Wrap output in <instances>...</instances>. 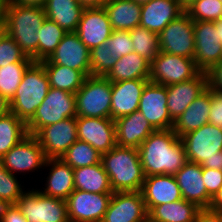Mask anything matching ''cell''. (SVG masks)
Returning a JSON list of instances; mask_svg holds the SVG:
<instances>
[{
	"mask_svg": "<svg viewBox=\"0 0 222 222\" xmlns=\"http://www.w3.org/2000/svg\"><path fill=\"white\" fill-rule=\"evenodd\" d=\"M4 169L3 156H0V171Z\"/></svg>",
	"mask_w": 222,
	"mask_h": 222,
	"instance_id": "58",
	"label": "cell"
},
{
	"mask_svg": "<svg viewBox=\"0 0 222 222\" xmlns=\"http://www.w3.org/2000/svg\"><path fill=\"white\" fill-rule=\"evenodd\" d=\"M48 60L81 71L86 77L91 76L90 50L76 32L66 33Z\"/></svg>",
	"mask_w": 222,
	"mask_h": 222,
	"instance_id": "18",
	"label": "cell"
},
{
	"mask_svg": "<svg viewBox=\"0 0 222 222\" xmlns=\"http://www.w3.org/2000/svg\"><path fill=\"white\" fill-rule=\"evenodd\" d=\"M210 104L211 88L208 87L174 120L172 128L174 133L181 138L185 134L199 129L202 125L208 124Z\"/></svg>",
	"mask_w": 222,
	"mask_h": 222,
	"instance_id": "27",
	"label": "cell"
},
{
	"mask_svg": "<svg viewBox=\"0 0 222 222\" xmlns=\"http://www.w3.org/2000/svg\"><path fill=\"white\" fill-rule=\"evenodd\" d=\"M76 116L75 94L50 87L35 115L26 124L27 133L35 135L45 126Z\"/></svg>",
	"mask_w": 222,
	"mask_h": 222,
	"instance_id": "6",
	"label": "cell"
},
{
	"mask_svg": "<svg viewBox=\"0 0 222 222\" xmlns=\"http://www.w3.org/2000/svg\"><path fill=\"white\" fill-rule=\"evenodd\" d=\"M7 35L5 21H0V41Z\"/></svg>",
	"mask_w": 222,
	"mask_h": 222,
	"instance_id": "56",
	"label": "cell"
},
{
	"mask_svg": "<svg viewBox=\"0 0 222 222\" xmlns=\"http://www.w3.org/2000/svg\"><path fill=\"white\" fill-rule=\"evenodd\" d=\"M202 167L213 168L222 171V150H220V155L213 157L209 160H204L201 164Z\"/></svg>",
	"mask_w": 222,
	"mask_h": 222,
	"instance_id": "49",
	"label": "cell"
},
{
	"mask_svg": "<svg viewBox=\"0 0 222 222\" xmlns=\"http://www.w3.org/2000/svg\"><path fill=\"white\" fill-rule=\"evenodd\" d=\"M214 24H215L217 31H218L219 40L222 43V18L214 21Z\"/></svg>",
	"mask_w": 222,
	"mask_h": 222,
	"instance_id": "55",
	"label": "cell"
},
{
	"mask_svg": "<svg viewBox=\"0 0 222 222\" xmlns=\"http://www.w3.org/2000/svg\"><path fill=\"white\" fill-rule=\"evenodd\" d=\"M210 208L218 211H222V186L219 191L212 198Z\"/></svg>",
	"mask_w": 222,
	"mask_h": 222,
	"instance_id": "52",
	"label": "cell"
},
{
	"mask_svg": "<svg viewBox=\"0 0 222 222\" xmlns=\"http://www.w3.org/2000/svg\"><path fill=\"white\" fill-rule=\"evenodd\" d=\"M184 12L177 0H150L141 4L140 26L160 34L171 21Z\"/></svg>",
	"mask_w": 222,
	"mask_h": 222,
	"instance_id": "25",
	"label": "cell"
},
{
	"mask_svg": "<svg viewBox=\"0 0 222 222\" xmlns=\"http://www.w3.org/2000/svg\"><path fill=\"white\" fill-rule=\"evenodd\" d=\"M46 17L57 23L66 33L76 32L84 7L78 0H46Z\"/></svg>",
	"mask_w": 222,
	"mask_h": 222,
	"instance_id": "28",
	"label": "cell"
},
{
	"mask_svg": "<svg viewBox=\"0 0 222 222\" xmlns=\"http://www.w3.org/2000/svg\"><path fill=\"white\" fill-rule=\"evenodd\" d=\"M112 31L104 7L83 9L76 33L89 50L105 43Z\"/></svg>",
	"mask_w": 222,
	"mask_h": 222,
	"instance_id": "19",
	"label": "cell"
},
{
	"mask_svg": "<svg viewBox=\"0 0 222 222\" xmlns=\"http://www.w3.org/2000/svg\"><path fill=\"white\" fill-rule=\"evenodd\" d=\"M112 82L104 76H88L75 93L80 117L111 118Z\"/></svg>",
	"mask_w": 222,
	"mask_h": 222,
	"instance_id": "5",
	"label": "cell"
},
{
	"mask_svg": "<svg viewBox=\"0 0 222 222\" xmlns=\"http://www.w3.org/2000/svg\"><path fill=\"white\" fill-rule=\"evenodd\" d=\"M16 202L28 222H69L66 200L44 195L34 187Z\"/></svg>",
	"mask_w": 222,
	"mask_h": 222,
	"instance_id": "7",
	"label": "cell"
},
{
	"mask_svg": "<svg viewBox=\"0 0 222 222\" xmlns=\"http://www.w3.org/2000/svg\"><path fill=\"white\" fill-rule=\"evenodd\" d=\"M208 85L216 92L222 93V60L215 64L208 72Z\"/></svg>",
	"mask_w": 222,
	"mask_h": 222,
	"instance_id": "47",
	"label": "cell"
},
{
	"mask_svg": "<svg viewBox=\"0 0 222 222\" xmlns=\"http://www.w3.org/2000/svg\"><path fill=\"white\" fill-rule=\"evenodd\" d=\"M78 1L84 8H100L103 7L108 0H78Z\"/></svg>",
	"mask_w": 222,
	"mask_h": 222,
	"instance_id": "51",
	"label": "cell"
},
{
	"mask_svg": "<svg viewBox=\"0 0 222 222\" xmlns=\"http://www.w3.org/2000/svg\"><path fill=\"white\" fill-rule=\"evenodd\" d=\"M8 0H0V21H5V13Z\"/></svg>",
	"mask_w": 222,
	"mask_h": 222,
	"instance_id": "54",
	"label": "cell"
},
{
	"mask_svg": "<svg viewBox=\"0 0 222 222\" xmlns=\"http://www.w3.org/2000/svg\"><path fill=\"white\" fill-rule=\"evenodd\" d=\"M50 83L44 66L33 62L25 71L15 95L10 100V111L27 124L45 99Z\"/></svg>",
	"mask_w": 222,
	"mask_h": 222,
	"instance_id": "4",
	"label": "cell"
},
{
	"mask_svg": "<svg viewBox=\"0 0 222 222\" xmlns=\"http://www.w3.org/2000/svg\"><path fill=\"white\" fill-rule=\"evenodd\" d=\"M47 73L50 87L76 93L83 85L86 76L78 70L51 63L48 59L40 62Z\"/></svg>",
	"mask_w": 222,
	"mask_h": 222,
	"instance_id": "33",
	"label": "cell"
},
{
	"mask_svg": "<svg viewBox=\"0 0 222 222\" xmlns=\"http://www.w3.org/2000/svg\"><path fill=\"white\" fill-rule=\"evenodd\" d=\"M209 87L207 72H200L188 81L167 86V108L176 120L203 91Z\"/></svg>",
	"mask_w": 222,
	"mask_h": 222,
	"instance_id": "20",
	"label": "cell"
},
{
	"mask_svg": "<svg viewBox=\"0 0 222 222\" xmlns=\"http://www.w3.org/2000/svg\"><path fill=\"white\" fill-rule=\"evenodd\" d=\"M179 2V5L184 9L187 10L189 6L195 1V0H177Z\"/></svg>",
	"mask_w": 222,
	"mask_h": 222,
	"instance_id": "57",
	"label": "cell"
},
{
	"mask_svg": "<svg viewBox=\"0 0 222 222\" xmlns=\"http://www.w3.org/2000/svg\"><path fill=\"white\" fill-rule=\"evenodd\" d=\"M194 222H222V211L211 208L199 209Z\"/></svg>",
	"mask_w": 222,
	"mask_h": 222,
	"instance_id": "48",
	"label": "cell"
},
{
	"mask_svg": "<svg viewBox=\"0 0 222 222\" xmlns=\"http://www.w3.org/2000/svg\"><path fill=\"white\" fill-rule=\"evenodd\" d=\"M151 63L136 52L118 58L109 73L105 76L111 82L131 79H149Z\"/></svg>",
	"mask_w": 222,
	"mask_h": 222,
	"instance_id": "30",
	"label": "cell"
},
{
	"mask_svg": "<svg viewBox=\"0 0 222 222\" xmlns=\"http://www.w3.org/2000/svg\"><path fill=\"white\" fill-rule=\"evenodd\" d=\"M185 12L193 21L214 22L222 18V0H195Z\"/></svg>",
	"mask_w": 222,
	"mask_h": 222,
	"instance_id": "39",
	"label": "cell"
},
{
	"mask_svg": "<svg viewBox=\"0 0 222 222\" xmlns=\"http://www.w3.org/2000/svg\"><path fill=\"white\" fill-rule=\"evenodd\" d=\"M180 187L182 198L194 203L200 209L210 208L212 197L203 182L201 164L187 161L174 175Z\"/></svg>",
	"mask_w": 222,
	"mask_h": 222,
	"instance_id": "21",
	"label": "cell"
},
{
	"mask_svg": "<svg viewBox=\"0 0 222 222\" xmlns=\"http://www.w3.org/2000/svg\"><path fill=\"white\" fill-rule=\"evenodd\" d=\"M160 51L194 59V21L184 12L159 34Z\"/></svg>",
	"mask_w": 222,
	"mask_h": 222,
	"instance_id": "9",
	"label": "cell"
},
{
	"mask_svg": "<svg viewBox=\"0 0 222 222\" xmlns=\"http://www.w3.org/2000/svg\"><path fill=\"white\" fill-rule=\"evenodd\" d=\"M115 122L116 145L139 148V146L155 131L146 117L135 111L118 118Z\"/></svg>",
	"mask_w": 222,
	"mask_h": 222,
	"instance_id": "24",
	"label": "cell"
},
{
	"mask_svg": "<svg viewBox=\"0 0 222 222\" xmlns=\"http://www.w3.org/2000/svg\"><path fill=\"white\" fill-rule=\"evenodd\" d=\"M200 72L194 59L159 51L151 62L149 81L169 86L195 78Z\"/></svg>",
	"mask_w": 222,
	"mask_h": 222,
	"instance_id": "8",
	"label": "cell"
},
{
	"mask_svg": "<svg viewBox=\"0 0 222 222\" xmlns=\"http://www.w3.org/2000/svg\"><path fill=\"white\" fill-rule=\"evenodd\" d=\"M148 212L141 191L113 192L101 222H145Z\"/></svg>",
	"mask_w": 222,
	"mask_h": 222,
	"instance_id": "16",
	"label": "cell"
},
{
	"mask_svg": "<svg viewBox=\"0 0 222 222\" xmlns=\"http://www.w3.org/2000/svg\"><path fill=\"white\" fill-rule=\"evenodd\" d=\"M194 61L202 72H208L222 60V43L214 22L194 21Z\"/></svg>",
	"mask_w": 222,
	"mask_h": 222,
	"instance_id": "14",
	"label": "cell"
},
{
	"mask_svg": "<svg viewBox=\"0 0 222 222\" xmlns=\"http://www.w3.org/2000/svg\"><path fill=\"white\" fill-rule=\"evenodd\" d=\"M129 33L133 43V52L151 63L160 51L159 34L141 26L133 28Z\"/></svg>",
	"mask_w": 222,
	"mask_h": 222,
	"instance_id": "36",
	"label": "cell"
},
{
	"mask_svg": "<svg viewBox=\"0 0 222 222\" xmlns=\"http://www.w3.org/2000/svg\"><path fill=\"white\" fill-rule=\"evenodd\" d=\"M141 193L147 212L154 206L183 199L174 175L161 174L145 177Z\"/></svg>",
	"mask_w": 222,
	"mask_h": 222,
	"instance_id": "23",
	"label": "cell"
},
{
	"mask_svg": "<svg viewBox=\"0 0 222 222\" xmlns=\"http://www.w3.org/2000/svg\"><path fill=\"white\" fill-rule=\"evenodd\" d=\"M113 30H132L140 26L141 4L134 0H108L104 4Z\"/></svg>",
	"mask_w": 222,
	"mask_h": 222,
	"instance_id": "29",
	"label": "cell"
},
{
	"mask_svg": "<svg viewBox=\"0 0 222 222\" xmlns=\"http://www.w3.org/2000/svg\"><path fill=\"white\" fill-rule=\"evenodd\" d=\"M21 180L5 168L0 171V200L5 204H16L19 198L26 192Z\"/></svg>",
	"mask_w": 222,
	"mask_h": 222,
	"instance_id": "40",
	"label": "cell"
},
{
	"mask_svg": "<svg viewBox=\"0 0 222 222\" xmlns=\"http://www.w3.org/2000/svg\"><path fill=\"white\" fill-rule=\"evenodd\" d=\"M199 209L194 203L180 199L154 206L148 212V219L151 222H194Z\"/></svg>",
	"mask_w": 222,
	"mask_h": 222,
	"instance_id": "32",
	"label": "cell"
},
{
	"mask_svg": "<svg viewBox=\"0 0 222 222\" xmlns=\"http://www.w3.org/2000/svg\"><path fill=\"white\" fill-rule=\"evenodd\" d=\"M46 159H59L77 139L76 117L41 128L35 135Z\"/></svg>",
	"mask_w": 222,
	"mask_h": 222,
	"instance_id": "13",
	"label": "cell"
},
{
	"mask_svg": "<svg viewBox=\"0 0 222 222\" xmlns=\"http://www.w3.org/2000/svg\"><path fill=\"white\" fill-rule=\"evenodd\" d=\"M5 205L1 200H0V208Z\"/></svg>",
	"mask_w": 222,
	"mask_h": 222,
	"instance_id": "60",
	"label": "cell"
},
{
	"mask_svg": "<svg viewBox=\"0 0 222 222\" xmlns=\"http://www.w3.org/2000/svg\"><path fill=\"white\" fill-rule=\"evenodd\" d=\"M187 161L202 164L204 160L220 155L222 129L210 123L181 137Z\"/></svg>",
	"mask_w": 222,
	"mask_h": 222,
	"instance_id": "10",
	"label": "cell"
},
{
	"mask_svg": "<svg viewBox=\"0 0 222 222\" xmlns=\"http://www.w3.org/2000/svg\"><path fill=\"white\" fill-rule=\"evenodd\" d=\"M46 14L44 8L7 3L5 23L7 35L12 37L24 54L38 62L37 31L42 26Z\"/></svg>",
	"mask_w": 222,
	"mask_h": 222,
	"instance_id": "3",
	"label": "cell"
},
{
	"mask_svg": "<svg viewBox=\"0 0 222 222\" xmlns=\"http://www.w3.org/2000/svg\"><path fill=\"white\" fill-rule=\"evenodd\" d=\"M149 79H131L112 82L111 118L120 117L138 111L142 91Z\"/></svg>",
	"mask_w": 222,
	"mask_h": 222,
	"instance_id": "22",
	"label": "cell"
},
{
	"mask_svg": "<svg viewBox=\"0 0 222 222\" xmlns=\"http://www.w3.org/2000/svg\"><path fill=\"white\" fill-rule=\"evenodd\" d=\"M105 43L112 52L111 56L116 59L133 52V43L128 30H113Z\"/></svg>",
	"mask_w": 222,
	"mask_h": 222,
	"instance_id": "43",
	"label": "cell"
},
{
	"mask_svg": "<svg viewBox=\"0 0 222 222\" xmlns=\"http://www.w3.org/2000/svg\"><path fill=\"white\" fill-rule=\"evenodd\" d=\"M0 222H28V220L16 204H9L0 208Z\"/></svg>",
	"mask_w": 222,
	"mask_h": 222,
	"instance_id": "46",
	"label": "cell"
},
{
	"mask_svg": "<svg viewBox=\"0 0 222 222\" xmlns=\"http://www.w3.org/2000/svg\"><path fill=\"white\" fill-rule=\"evenodd\" d=\"M26 124L11 111L0 116V156L27 136Z\"/></svg>",
	"mask_w": 222,
	"mask_h": 222,
	"instance_id": "34",
	"label": "cell"
},
{
	"mask_svg": "<svg viewBox=\"0 0 222 222\" xmlns=\"http://www.w3.org/2000/svg\"><path fill=\"white\" fill-rule=\"evenodd\" d=\"M202 176L207 193L213 198L222 186V171L202 167Z\"/></svg>",
	"mask_w": 222,
	"mask_h": 222,
	"instance_id": "44",
	"label": "cell"
},
{
	"mask_svg": "<svg viewBox=\"0 0 222 222\" xmlns=\"http://www.w3.org/2000/svg\"><path fill=\"white\" fill-rule=\"evenodd\" d=\"M44 167L50 170L45 178V188L38 189L44 195L66 200L75 190L73 168L66 164L61 158L46 159Z\"/></svg>",
	"mask_w": 222,
	"mask_h": 222,
	"instance_id": "26",
	"label": "cell"
},
{
	"mask_svg": "<svg viewBox=\"0 0 222 222\" xmlns=\"http://www.w3.org/2000/svg\"><path fill=\"white\" fill-rule=\"evenodd\" d=\"M32 63H11L0 67V94L9 101L13 98L26 69Z\"/></svg>",
	"mask_w": 222,
	"mask_h": 222,
	"instance_id": "38",
	"label": "cell"
},
{
	"mask_svg": "<svg viewBox=\"0 0 222 222\" xmlns=\"http://www.w3.org/2000/svg\"><path fill=\"white\" fill-rule=\"evenodd\" d=\"M138 150L145 177L175 175L187 162L182 140L172 129L155 130Z\"/></svg>",
	"mask_w": 222,
	"mask_h": 222,
	"instance_id": "1",
	"label": "cell"
},
{
	"mask_svg": "<svg viewBox=\"0 0 222 222\" xmlns=\"http://www.w3.org/2000/svg\"><path fill=\"white\" fill-rule=\"evenodd\" d=\"M10 112V101L0 94V116Z\"/></svg>",
	"mask_w": 222,
	"mask_h": 222,
	"instance_id": "53",
	"label": "cell"
},
{
	"mask_svg": "<svg viewBox=\"0 0 222 222\" xmlns=\"http://www.w3.org/2000/svg\"><path fill=\"white\" fill-rule=\"evenodd\" d=\"M74 188L91 193H113L102 163L73 169Z\"/></svg>",
	"mask_w": 222,
	"mask_h": 222,
	"instance_id": "31",
	"label": "cell"
},
{
	"mask_svg": "<svg viewBox=\"0 0 222 222\" xmlns=\"http://www.w3.org/2000/svg\"><path fill=\"white\" fill-rule=\"evenodd\" d=\"M112 195L75 189L66 199L69 222H101Z\"/></svg>",
	"mask_w": 222,
	"mask_h": 222,
	"instance_id": "12",
	"label": "cell"
},
{
	"mask_svg": "<svg viewBox=\"0 0 222 222\" xmlns=\"http://www.w3.org/2000/svg\"><path fill=\"white\" fill-rule=\"evenodd\" d=\"M135 2H137L138 4H144L149 2L150 0H134Z\"/></svg>",
	"mask_w": 222,
	"mask_h": 222,
	"instance_id": "59",
	"label": "cell"
},
{
	"mask_svg": "<svg viewBox=\"0 0 222 222\" xmlns=\"http://www.w3.org/2000/svg\"><path fill=\"white\" fill-rule=\"evenodd\" d=\"M140 111L155 130L172 129L174 120L167 108V86L148 82L141 94Z\"/></svg>",
	"mask_w": 222,
	"mask_h": 222,
	"instance_id": "15",
	"label": "cell"
},
{
	"mask_svg": "<svg viewBox=\"0 0 222 222\" xmlns=\"http://www.w3.org/2000/svg\"><path fill=\"white\" fill-rule=\"evenodd\" d=\"M65 34L66 31L46 17L42 26L37 31L38 62L48 59L52 55Z\"/></svg>",
	"mask_w": 222,
	"mask_h": 222,
	"instance_id": "35",
	"label": "cell"
},
{
	"mask_svg": "<svg viewBox=\"0 0 222 222\" xmlns=\"http://www.w3.org/2000/svg\"><path fill=\"white\" fill-rule=\"evenodd\" d=\"M3 161L6 170L25 176L29 172L44 170L46 157L37 138L28 134L3 156Z\"/></svg>",
	"mask_w": 222,
	"mask_h": 222,
	"instance_id": "11",
	"label": "cell"
},
{
	"mask_svg": "<svg viewBox=\"0 0 222 222\" xmlns=\"http://www.w3.org/2000/svg\"><path fill=\"white\" fill-rule=\"evenodd\" d=\"M209 123L222 129V93L211 89Z\"/></svg>",
	"mask_w": 222,
	"mask_h": 222,
	"instance_id": "45",
	"label": "cell"
},
{
	"mask_svg": "<svg viewBox=\"0 0 222 222\" xmlns=\"http://www.w3.org/2000/svg\"><path fill=\"white\" fill-rule=\"evenodd\" d=\"M113 192L141 191L145 180L139 150L115 145L101 155Z\"/></svg>",
	"mask_w": 222,
	"mask_h": 222,
	"instance_id": "2",
	"label": "cell"
},
{
	"mask_svg": "<svg viewBox=\"0 0 222 222\" xmlns=\"http://www.w3.org/2000/svg\"><path fill=\"white\" fill-rule=\"evenodd\" d=\"M107 43L90 50L92 76H106L118 59L113 58Z\"/></svg>",
	"mask_w": 222,
	"mask_h": 222,
	"instance_id": "41",
	"label": "cell"
},
{
	"mask_svg": "<svg viewBox=\"0 0 222 222\" xmlns=\"http://www.w3.org/2000/svg\"><path fill=\"white\" fill-rule=\"evenodd\" d=\"M77 119V139L87 142L104 154L116 145L115 122L112 118L80 117Z\"/></svg>",
	"mask_w": 222,
	"mask_h": 222,
	"instance_id": "17",
	"label": "cell"
},
{
	"mask_svg": "<svg viewBox=\"0 0 222 222\" xmlns=\"http://www.w3.org/2000/svg\"><path fill=\"white\" fill-rule=\"evenodd\" d=\"M34 61L27 57L15 40L6 35L0 41V67L11 63H33Z\"/></svg>",
	"mask_w": 222,
	"mask_h": 222,
	"instance_id": "42",
	"label": "cell"
},
{
	"mask_svg": "<svg viewBox=\"0 0 222 222\" xmlns=\"http://www.w3.org/2000/svg\"><path fill=\"white\" fill-rule=\"evenodd\" d=\"M46 0H8V3H14L16 5L23 6H37L44 7Z\"/></svg>",
	"mask_w": 222,
	"mask_h": 222,
	"instance_id": "50",
	"label": "cell"
},
{
	"mask_svg": "<svg viewBox=\"0 0 222 222\" xmlns=\"http://www.w3.org/2000/svg\"><path fill=\"white\" fill-rule=\"evenodd\" d=\"M101 153L87 142L77 140L61 157V159L73 169L101 163Z\"/></svg>",
	"mask_w": 222,
	"mask_h": 222,
	"instance_id": "37",
	"label": "cell"
}]
</instances>
